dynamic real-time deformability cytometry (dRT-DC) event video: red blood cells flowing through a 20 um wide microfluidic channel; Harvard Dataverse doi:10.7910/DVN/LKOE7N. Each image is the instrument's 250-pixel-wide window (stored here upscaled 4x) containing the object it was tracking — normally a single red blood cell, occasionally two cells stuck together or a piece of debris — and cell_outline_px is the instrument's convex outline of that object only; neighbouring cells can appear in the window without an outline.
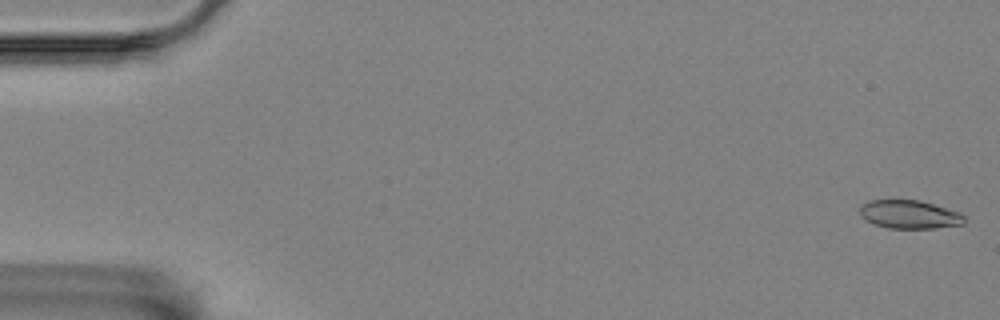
{"species": "Egyptian fruit bat (a non-hibernating species)", "species_latin": "Rousettus aegyptiacus", "temperature_condition": "room temperature", "stored_images_in_passage": 56, "camera_frame_rate_fps": 3000, "um_per_image_px": 0.085, "animal": {"sex": "female"}, "frame": {"image": 1, "passage_image": 1, "time_ms": 0.0, "image_size_px": [1000, 320], "cell_outline_px": [[964, 224], [932, 228], [888, 228], [864, 220], [860, 216], [860, 208], [868, 200], [920, 200], [960, 212], [964, 216]], "centroid_in_image_um": [77.29, 18.22], "position_along_channel_um": 7.7, "area_um2": 17.22}}
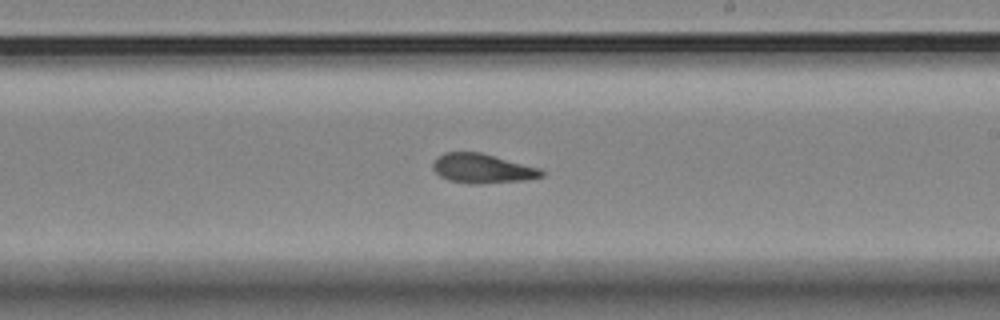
{"frame": {"image": 2, "passage_image": 33, "time_ms": 10.667, "image_size_px": [1000, 320], "cell_outline_px": [[544, 176], [528, 180], [476, 184], [468, 184], [448, 180], [440, 176], [432, 168], [432, 164], [436, 156], [444, 152], [480, 152], [540, 168], [544, 172]], "centroid_in_image_um": [40.98, 14.32], "position_along_channel_um": 248.0, "area_um2": 18.79}}
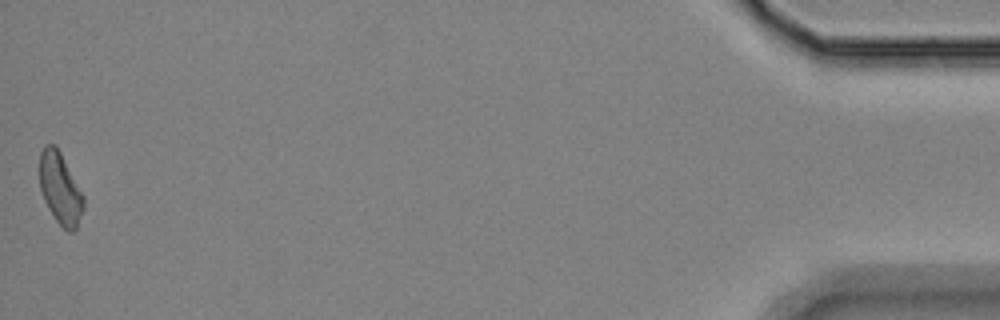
{"frame": {"image": 3, "passage_image": 56, "time_ms": 18.333, "image_size_px": [1000, 320], "cell_outline_px": [[84, 208], [76, 228], [72, 232], [68, 232], [56, 220], [48, 208], [44, 200], [40, 188], [40, 152], [44, 144], [56, 144], [84, 196]], "centroid_in_image_um": [5.12, 16.0], "position_along_channel_um": 430.1, "area_um2": 18.26}, "authors_computed_cell_mechanics": {"area_um2": 18.5249, "velocity_mm_per_s": 3.5629, "shape_relaxation_time_tau1_ms": null, "shape_relaxation_time_tau2_ms": 2.0636, "deformation_change_tau1": null, "deformation_change_tau2": 0.0809}}